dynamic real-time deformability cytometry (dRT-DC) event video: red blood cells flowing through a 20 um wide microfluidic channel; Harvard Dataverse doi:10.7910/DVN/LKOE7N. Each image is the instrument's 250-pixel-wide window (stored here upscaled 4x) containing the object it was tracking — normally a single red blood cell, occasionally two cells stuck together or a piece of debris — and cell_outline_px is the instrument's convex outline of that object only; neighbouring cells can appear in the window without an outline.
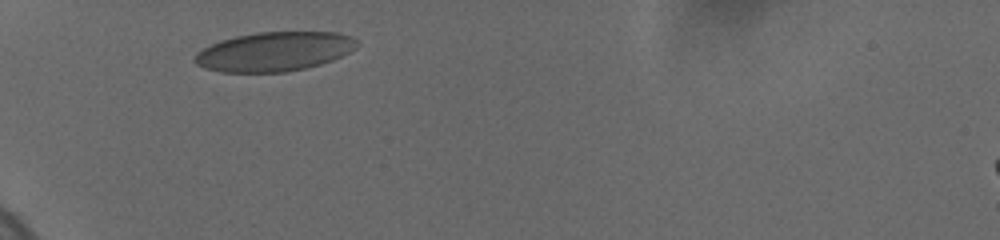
{"species": "human", "species_latin": "Homo sapiens", "temperature_condition": "cold", "stored_images_in_passage": 7, "segment_of_instrument_passage": [1, 2], "camera_frame_rate_fps": 3000, "um_per_image_px": 0.085, "donor": {"sex": "female"}, "frame": {"image": 1, "passage_image": 1, "time_ms": 0.0, "image_size_px": [1000, 240], "cell_outline_px": [[360, 44], [356, 48], [332, 60], [320, 64], [288, 72], [220, 72], [204, 68], [196, 64], [192, 60], [196, 52], [220, 40], [236, 36], [256, 32], [336, 32], [352, 36]], "centroid_in_image_um": [23.3, 4.38], "position_along_channel_um": 61.7, "area_um2": 37.22}}
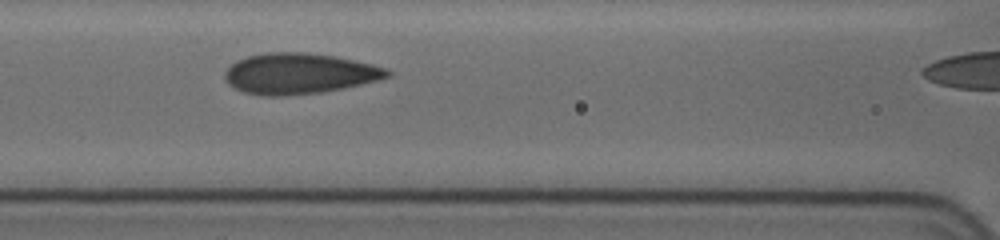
{"frame": {"image": 2, "passage_image": 3, "time_ms": 1.0, "image_size_px": [1000, 240], "cell_outline_px": [[392, 76], [360, 84], [320, 92], [280, 96], [268, 96], [244, 92], [228, 84], [224, 76], [224, 72], [236, 60], [248, 56], [264, 52], [308, 52], [336, 56], [372, 64], [388, 68], [392, 72]], "centroid_in_image_um": [25.43, 6.23], "position_along_channel_um": 141.2, "area_um2": 38.49}}
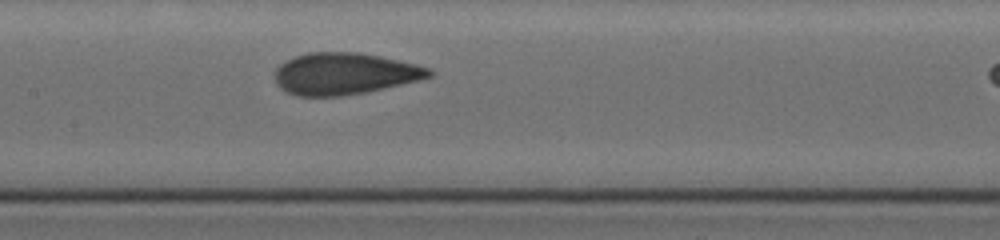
{"frame": {"image": 3, "passage_image": 6, "time_ms": 2.0, "image_size_px": [1000, 240], "cell_outline_px": [[436, 72], [432, 76], [368, 92], [340, 96], [300, 96], [284, 92], [276, 84], [276, 68], [280, 64], [296, 56], [308, 52], [360, 52], [380, 56], [416, 64], [432, 68]], "centroid_in_image_um": [29.29, 6.26], "position_along_channel_um": 178.1, "area_um2": 37.57}}